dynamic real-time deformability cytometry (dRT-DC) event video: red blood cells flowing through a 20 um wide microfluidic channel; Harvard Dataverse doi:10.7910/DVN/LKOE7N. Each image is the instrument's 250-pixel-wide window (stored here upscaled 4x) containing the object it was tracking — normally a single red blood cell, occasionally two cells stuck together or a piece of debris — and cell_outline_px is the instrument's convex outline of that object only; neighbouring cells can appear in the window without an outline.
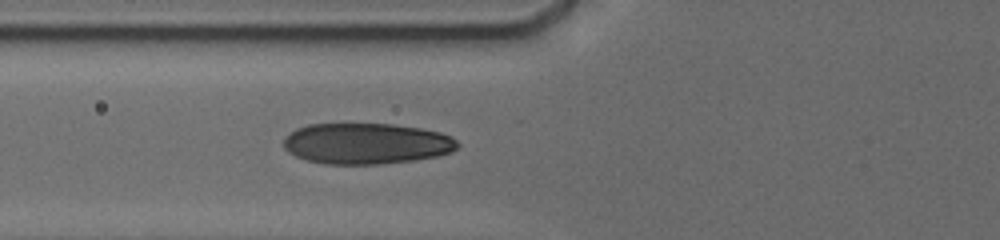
{"species": "human", "species_latin": "Homo sapiens", "temperature_condition": "cold", "stored_images_in_passage": 10, "camera_frame_rate_fps": 3000, "um_per_image_px": 0.085, "donor": {"sex": "male"}, "frame": {"image": 1, "passage_image": 10, "time_ms": 7.333, "image_size_px": [1000, 240], "cell_outline_px": [[460, 144], [456, 148], [448, 152], [436, 156], [412, 160], [376, 164], [324, 164], [304, 160], [288, 152], [284, 148], [284, 140], [296, 128], [308, 124], [392, 124], [420, 128], [440, 132], [452, 136]], "centroid_in_image_um": [31.12, 12.2], "position_along_channel_um": 94.7, "area_um2": 41.38}}